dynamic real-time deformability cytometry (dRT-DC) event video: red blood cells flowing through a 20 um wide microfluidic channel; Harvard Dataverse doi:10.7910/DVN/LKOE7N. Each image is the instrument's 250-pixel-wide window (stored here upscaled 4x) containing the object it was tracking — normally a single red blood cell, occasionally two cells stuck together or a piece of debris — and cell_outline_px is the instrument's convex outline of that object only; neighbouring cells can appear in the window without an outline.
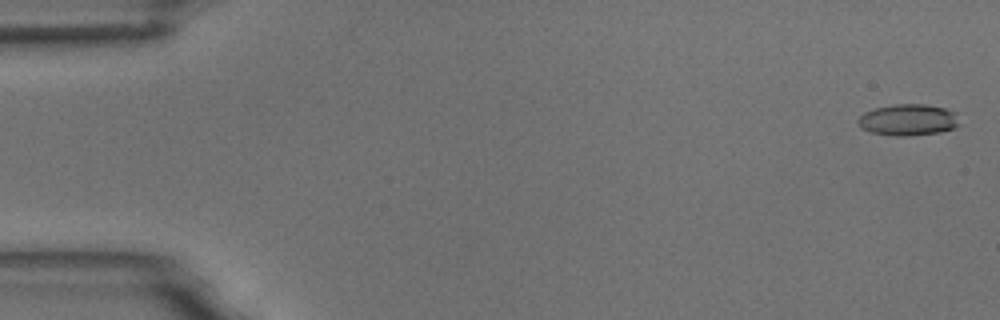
{"species": "common noctule bat (a hibernating species)", "species_latin": "Nyctalus noctula", "temperature_condition": "room temperature", "stored_images_in_passage": 6, "camera_frame_rate_fps": 3000, "um_per_image_px": 0.085, "animal": {"sex": "male", "body_mass_g": 18.8}, "frame": {"image": 1, "passage_image": 1, "time_ms": 0.0, "image_size_px": [1000, 320], "cell_outline_px": [[960, 124], [956, 128], [940, 132], [904, 136], [896, 136], [872, 132], [860, 128], [856, 120], [864, 112], [876, 108], [896, 104], [924, 104], [944, 108], [956, 112]], "centroid_in_image_um": [77.21, 10.19], "position_along_channel_um": 7.8, "area_um2": 18.61}}
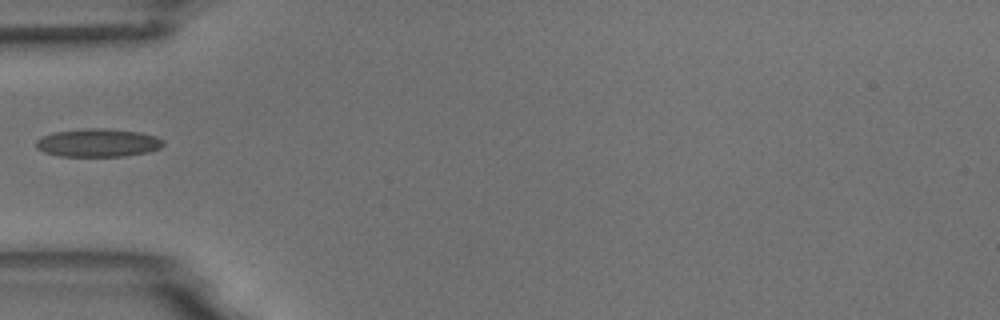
{"frame": {"image": 2, "passage_image": 5, "time_ms": 5.667, "image_size_px": [1000, 320], "cell_outline_px": [[164, 144], [160, 148], [148, 152], [124, 156], [60, 156], [44, 152], [36, 148], [36, 140], [44, 136], [56, 132], [84, 128], [104, 128], [140, 132], [156, 136], [164, 140]], "centroid_in_image_um": [8.35, 12.13], "position_along_channel_um": 76.6, "area_um2": 20.87}}
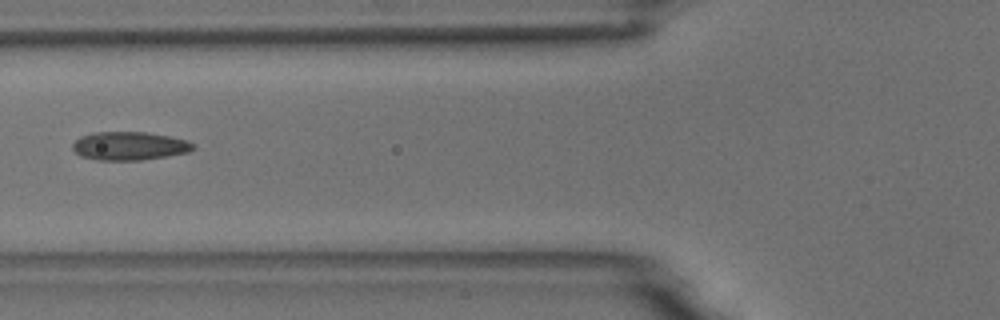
{"frame": {"image": 3, "passage_image": 6, "time_ms": 6.667, "image_size_px": [1000, 320], "cell_outline_px": [[196, 148], [188, 152], [168, 156], [140, 160], [96, 160], [80, 156], [72, 148], [72, 144], [80, 136], [92, 132], [144, 132], [168, 136], [188, 140]], "centroid_in_image_um": [10.98, 12.4], "position_along_channel_um": 114.8, "area_um2": 20.0}}